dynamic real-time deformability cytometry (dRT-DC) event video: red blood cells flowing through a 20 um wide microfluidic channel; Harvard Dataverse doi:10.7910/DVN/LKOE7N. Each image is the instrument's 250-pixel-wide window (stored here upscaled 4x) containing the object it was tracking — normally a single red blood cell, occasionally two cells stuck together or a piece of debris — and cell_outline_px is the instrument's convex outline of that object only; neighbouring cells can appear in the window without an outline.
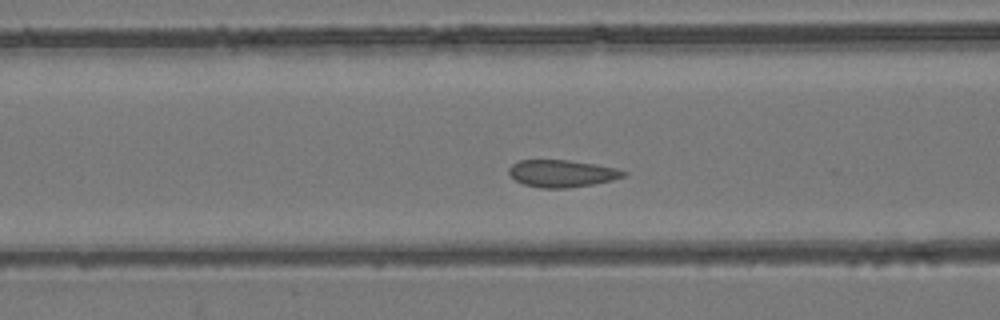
{"species": "common noctule bat (a hibernating species)", "species_latin": "Nyctalus noctula", "temperature_condition": "room temperature", "stored_images_in_passage": 26, "camera_frame_rate_fps": 3000, "um_per_image_px": 0.085, "animal": {"sex": "female", "body_mass_g": 24.6, "forearm_length_mm": 56.2}, "frame": {"image": 1, "passage_image": 12, "time_ms": 3.667, "image_size_px": [1000, 320], "cell_outline_px": [[628, 172], [624, 176], [612, 180], [592, 184], [564, 188], [540, 188], [524, 184], [516, 180], [508, 172], [508, 168], [512, 164], [520, 160], [568, 160], [596, 164], [616, 168]], "centroid_in_image_um": [47.76, 14.74], "position_along_channel_um": 118.8, "area_um2": 18.03}}
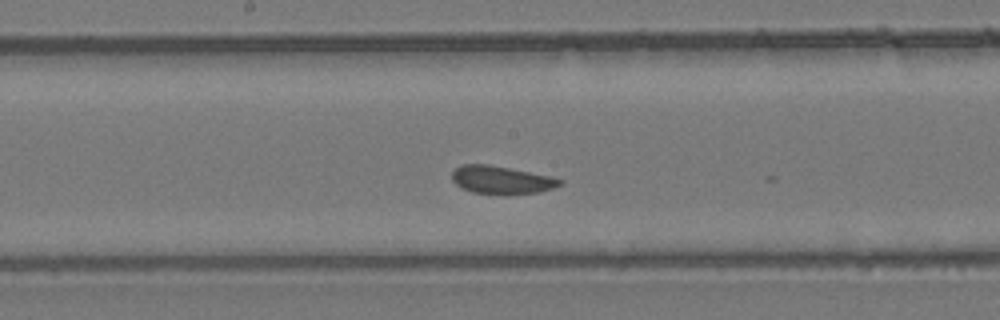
{"frame": {"image": 2, "passage_image": 19, "time_ms": 6.0, "image_size_px": [1000, 320], "cell_outline_px": [[564, 180], [560, 184], [552, 188], [536, 192], [508, 196], [504, 196], [472, 192], [460, 188], [452, 180], [452, 172], [456, 168], [464, 164], [488, 164], [548, 176]], "centroid_in_image_um": [42.56, 15.32], "position_along_channel_um": 205.6, "area_um2": 17.63}}
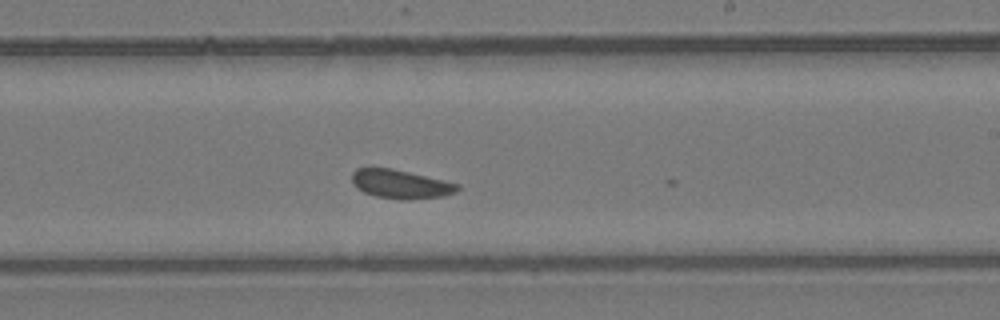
{"frame": {"image": 3, "passage_image": 23, "time_ms": 7.333, "image_size_px": [1000, 320], "cell_outline_px": [[460, 188], [456, 192], [444, 196], [408, 200], [400, 200], [376, 196], [364, 192], [352, 184], [352, 172], [356, 168], [392, 168], [460, 184]], "centroid_in_image_um": [34.06, 15.66], "position_along_channel_um": 254.9, "area_um2": 17.74}}